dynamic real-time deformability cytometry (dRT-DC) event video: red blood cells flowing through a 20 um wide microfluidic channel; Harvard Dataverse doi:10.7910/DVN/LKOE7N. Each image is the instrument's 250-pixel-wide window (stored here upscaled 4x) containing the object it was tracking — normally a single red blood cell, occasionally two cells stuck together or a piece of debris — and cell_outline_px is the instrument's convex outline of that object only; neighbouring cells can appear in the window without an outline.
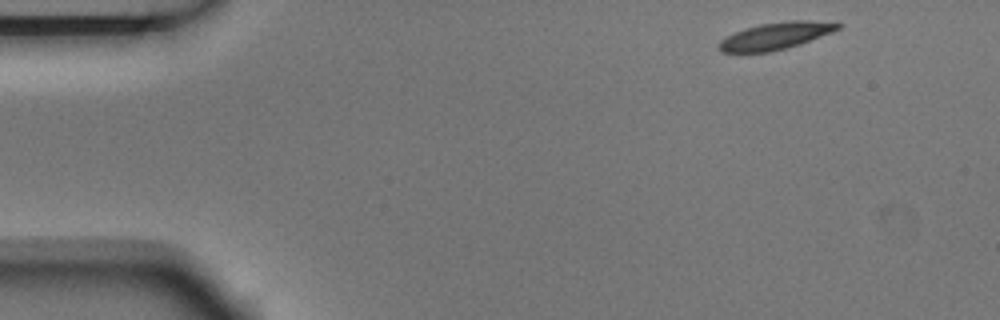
{"species": "Egyptian fruit bat (a non-hibernating species)", "species_latin": "Rousettus aegyptiacus", "temperature_condition": "room temperature", "stored_images_in_passage": 4, "camera_frame_rate_fps": 3000, "um_per_image_px": 0.085, "animal": {"sex": "male"}, "frame": {"image": 1, "passage_image": 1, "time_ms": 0.0, "image_size_px": [1000, 320], "cell_outline_px": [[844, 24], [840, 28], [832, 32], [800, 44], [768, 52], [720, 52], [716, 48], [716, 44], [720, 40], [744, 28], [760, 24], [788, 20], [808, 20]], "centroid_in_image_um": [65.89, 3.05], "position_along_channel_um": 19.1, "area_um2": 18.67}}
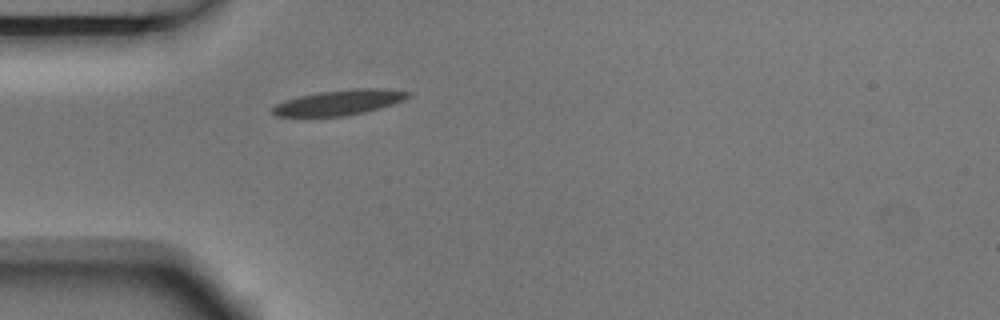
{"frame": {"image": 2, "passage_image": 4, "time_ms": 1.0, "image_size_px": [1000, 320], "cell_outline_px": [[412, 96], [404, 100], [380, 108], [364, 112], [344, 116], [276, 116], [272, 112], [272, 108], [276, 104], [284, 100], [300, 96], [320, 92], [352, 88], [384, 88], [412, 92]], "centroid_in_image_um": [28.88, 8.69], "position_along_channel_um": 56.1, "area_um2": 19.94}}